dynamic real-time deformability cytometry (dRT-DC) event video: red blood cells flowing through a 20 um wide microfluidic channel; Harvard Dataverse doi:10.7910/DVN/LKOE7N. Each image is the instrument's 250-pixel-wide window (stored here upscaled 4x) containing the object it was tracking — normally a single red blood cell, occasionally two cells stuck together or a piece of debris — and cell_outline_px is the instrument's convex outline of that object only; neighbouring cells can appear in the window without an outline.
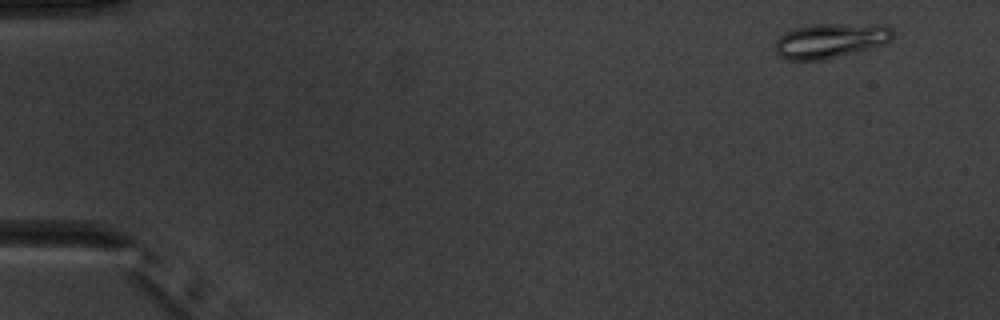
{"species": "common noctule bat (a hibernating species)", "species_latin": "Nyctalus noctula", "temperature_condition": "warm", "stored_images_in_passage": 4, "camera_frame_rate_fps": 3000, "um_per_image_px": 0.085, "animal": {"sex": "male", "body_mass_g": 20.1, "forearm_length_mm": 53.5}, "frame": {"image": 1, "passage_image": 4, "time_ms": 3.667, "image_size_px": [1000, 320], "cell_outline_px": [[892, 36], [884, 44], [820, 60], [788, 60], [780, 56], [776, 52], [776, 40], [784, 32], [796, 28], [812, 24], [884, 24], [892, 28]], "centroid_in_image_um": [70.56, 3.43], "position_along_channel_um": 14.4, "area_um2": 23.47}}